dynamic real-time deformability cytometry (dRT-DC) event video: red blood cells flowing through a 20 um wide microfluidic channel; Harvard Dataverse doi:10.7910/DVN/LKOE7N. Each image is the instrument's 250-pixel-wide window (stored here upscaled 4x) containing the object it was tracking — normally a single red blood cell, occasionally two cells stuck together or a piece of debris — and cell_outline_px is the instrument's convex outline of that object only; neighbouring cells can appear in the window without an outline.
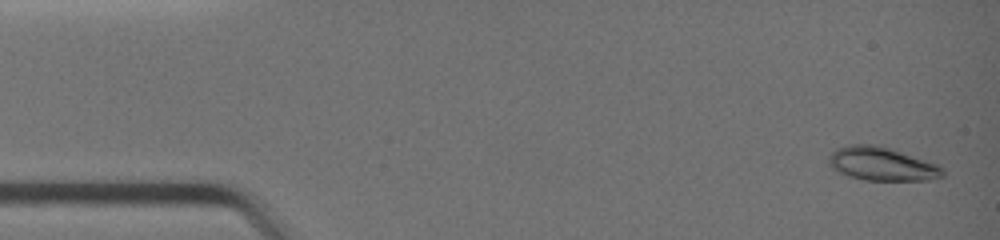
{"species": "common noctule bat (a hibernating species)", "species_latin": "Nyctalus noctula", "temperature_condition": "warm", "stored_images_in_passage": 4, "camera_frame_rate_fps": 3000, "um_per_image_px": 0.085, "animal": {"sex": "female", "body_mass_g": 19.0, "forearm_length_mm": 51.5}, "frame": {"image": 1, "passage_image": 1, "time_ms": 0.0, "image_size_px": [1000, 240], "cell_outline_px": [[944, 176], [928, 180], [864, 180], [848, 176], [832, 168], [828, 164], [828, 156], [836, 148], [848, 144], [876, 144], [892, 148], [936, 164], [944, 168]], "centroid_in_image_um": [74.93, 13.92], "position_along_channel_um": 10.1, "area_um2": 22.43}}